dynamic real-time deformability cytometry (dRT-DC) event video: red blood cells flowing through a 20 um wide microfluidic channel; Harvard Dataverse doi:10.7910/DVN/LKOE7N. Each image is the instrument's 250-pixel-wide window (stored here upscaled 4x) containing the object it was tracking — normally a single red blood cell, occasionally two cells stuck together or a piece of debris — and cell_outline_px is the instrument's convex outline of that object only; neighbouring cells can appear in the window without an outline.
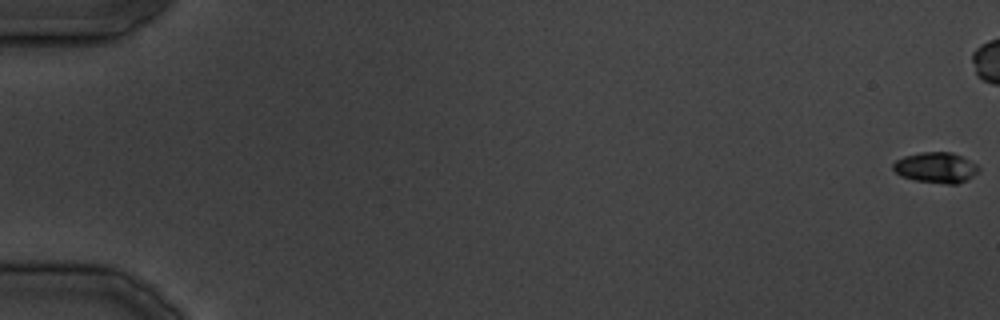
{"species": "common noctule bat (a hibernating species)", "species_latin": "Nyctalus noctula", "temperature_condition": "cold", "stored_images_in_passage": 17, "camera_frame_rate_fps": 3000, "um_per_image_px": 0.085, "animal": {"sex": "male", "body_mass_g": 19.5, "forearm_length_mm": 54.6}, "frame": {"image": 1, "passage_image": 1, "time_ms": 0.0, "image_size_px": [1000, 320], "cell_outline_px": [[980, 172], [968, 180], [956, 184], [944, 184], [916, 180], [900, 176], [892, 168], [892, 164], [896, 160], [904, 156], [920, 152], [952, 152], [976, 164], [980, 168]], "centroid_in_image_um": [79.57, 14.25], "position_along_channel_um": 5.4, "area_um2": 15.37}}